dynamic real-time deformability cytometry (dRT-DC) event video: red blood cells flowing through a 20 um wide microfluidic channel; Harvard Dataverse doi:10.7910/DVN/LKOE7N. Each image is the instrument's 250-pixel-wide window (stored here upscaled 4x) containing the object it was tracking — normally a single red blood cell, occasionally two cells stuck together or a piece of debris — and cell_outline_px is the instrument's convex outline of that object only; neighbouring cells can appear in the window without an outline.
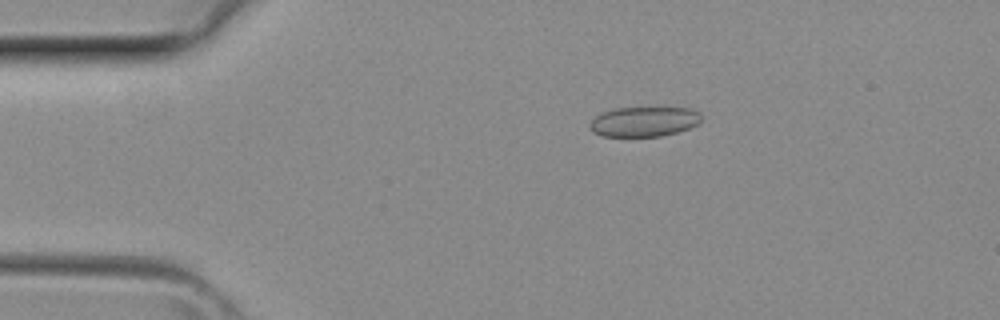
{"species": "common noctule bat (a hibernating species)", "species_latin": "Nyctalus noctula", "temperature_condition": "room temperature", "stored_images_in_passage": 40, "camera_frame_rate_fps": 3000, "um_per_image_px": 0.085, "animal": {"sex": "female", "body_mass_g": 29.2, "forearm_length_mm": 56.3}, "frame": {"image": 1, "passage_image": 8, "time_ms": 2.333, "image_size_px": [1000, 320], "cell_outline_px": [[700, 120], [696, 124], [688, 128], [676, 132], [660, 136], [604, 136], [592, 132], [588, 128], [588, 124], [596, 116], [604, 112], [616, 108], [692, 108], [700, 112]], "centroid_in_image_um": [54.71, 10.34], "position_along_channel_um": 30.3, "area_um2": 19.25}}
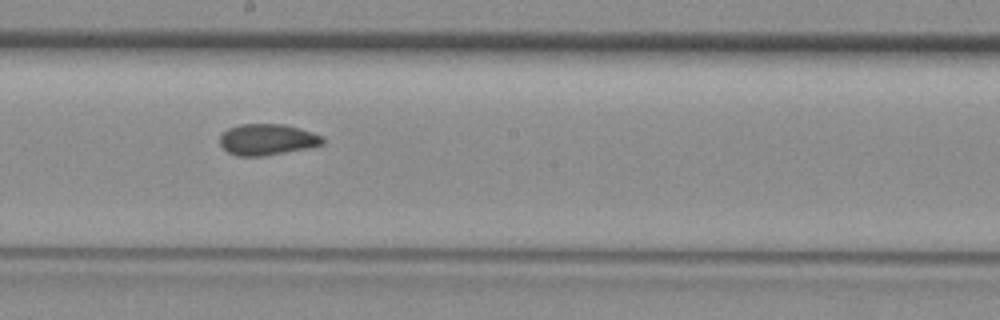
{"frame": {"image": 2, "passage_image": 22, "time_ms": 7.0, "image_size_px": [1000, 320], "cell_outline_px": [[324, 140], [320, 144], [304, 148], [264, 156], [236, 156], [228, 152], [220, 144], [220, 136], [228, 128], [240, 124], [284, 124], [320, 136]], "centroid_in_image_um": [22.61, 11.86], "position_along_channel_um": 225.6, "area_um2": 18.15}}
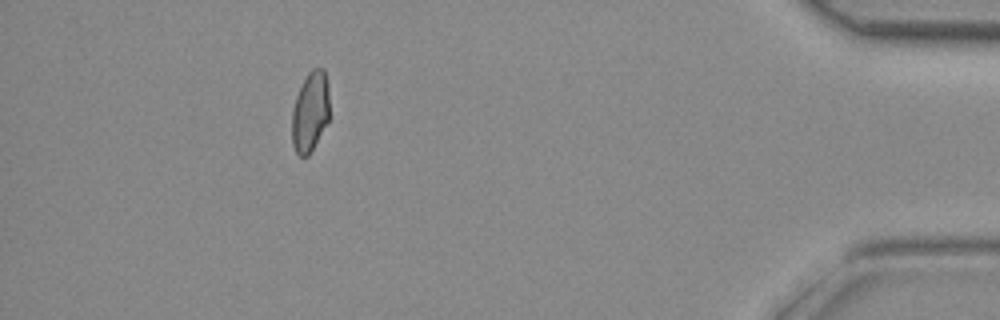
{"frame": {"image": 3, "passage_image": 36, "time_ms": 11.667, "image_size_px": [1000, 320], "cell_outline_px": [[328, 120], [308, 156], [300, 156], [296, 152], [292, 144], [292, 108], [296, 96], [308, 72], [312, 68], [324, 68], [328, 84]], "centroid_in_image_um": [26.35, 9.47], "position_along_channel_um": 408.8, "area_um2": 17.34}}